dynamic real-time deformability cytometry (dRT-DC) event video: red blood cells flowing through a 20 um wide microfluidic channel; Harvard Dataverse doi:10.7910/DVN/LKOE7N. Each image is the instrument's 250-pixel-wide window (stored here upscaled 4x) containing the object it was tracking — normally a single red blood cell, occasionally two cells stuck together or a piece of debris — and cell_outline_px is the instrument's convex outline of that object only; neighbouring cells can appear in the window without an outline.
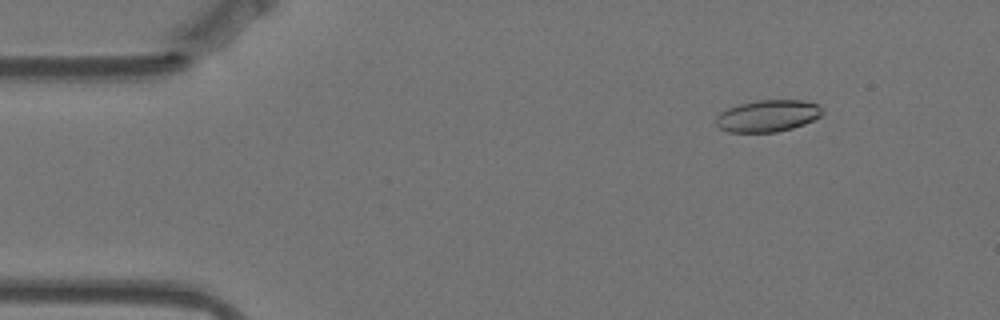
{"species": "Egyptian fruit bat (a non-hibernating species)", "species_latin": "Rousettus aegyptiacus", "temperature_condition": "warm", "stored_images_in_passage": 56, "camera_frame_rate_fps": 3000, "um_per_image_px": 0.085, "animal": {"sex": "female"}, "frame": {"image": 1, "passage_image": 7, "time_ms": 2.0, "image_size_px": [1000, 320], "cell_outline_px": [[824, 112], [820, 116], [804, 124], [792, 128], [776, 132], [728, 132], [720, 128], [716, 124], [716, 116], [720, 112], [728, 108], [740, 104], [756, 100], [800, 100], [820, 104]], "centroid_in_image_um": [65.27, 9.84], "position_along_channel_um": 19.7, "area_um2": 19.77}}
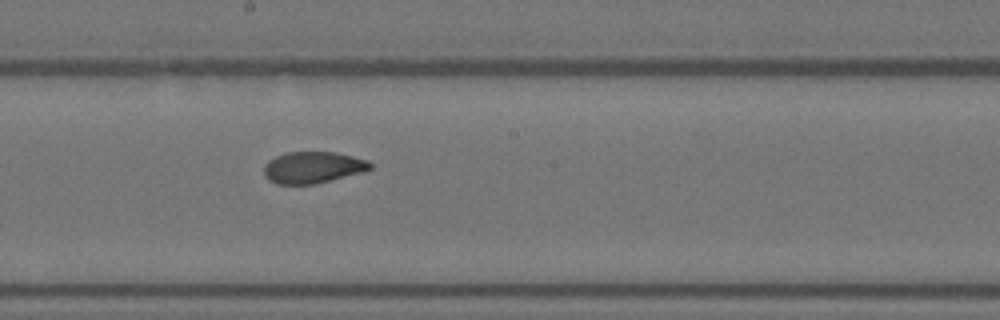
{"frame": {"image": 2, "passage_image": 31, "time_ms": 10.0, "image_size_px": [1000, 320], "cell_outline_px": [[372, 168], [364, 172], [316, 184], [276, 184], [268, 180], [264, 176], [264, 164], [268, 160], [276, 156], [288, 152], [336, 152], [368, 160], [372, 164]], "centroid_in_image_um": [26.59, 14.23], "position_along_channel_um": 221.6, "area_um2": 19.77}}
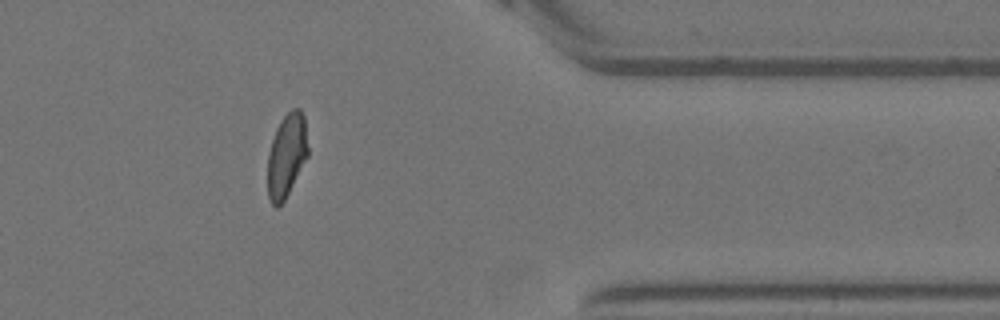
{"frame": {"image": 3, "passage_image": 47, "time_ms": 15.333, "image_size_px": [1000, 320], "cell_outline_px": [[308, 156], [284, 200], [276, 208], [272, 204], [268, 196], [268, 152], [276, 128], [280, 120], [292, 108], [300, 108], [304, 116], [308, 148]], "centroid_in_image_um": [24.36, 13.18], "position_along_channel_um": 387.0, "area_um2": 19.54}, "authors_computed_cell_mechanics": {"area_um2": 20.23, "velocity_mm_per_s": 3.4963, "shape_relaxation_time_tau1_ms": 8.4361, "shape_relaxation_time_tau2_ms": 1.3778, "deformation_change_tau1": 0.1648, "deformation_change_tau2": 0.0598}}